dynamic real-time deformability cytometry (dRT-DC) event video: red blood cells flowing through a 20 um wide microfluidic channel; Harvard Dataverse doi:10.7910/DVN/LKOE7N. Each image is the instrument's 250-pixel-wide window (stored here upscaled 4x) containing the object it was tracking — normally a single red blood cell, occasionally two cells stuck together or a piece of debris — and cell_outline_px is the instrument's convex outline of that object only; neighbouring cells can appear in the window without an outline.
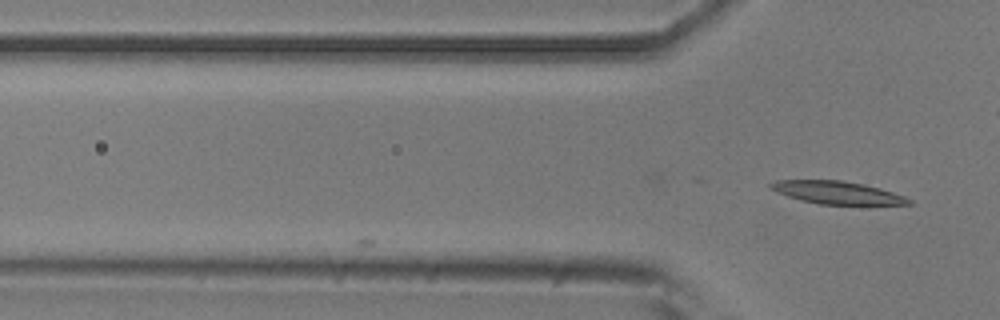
{"species": "common noctule bat (a hibernating species)", "species_latin": "Nyctalus noctula", "temperature_condition": "room temperature", "stored_images_in_passage": 3, "camera_frame_rate_fps": 3000, "um_per_image_px": 0.085, "animal": {"sex": "male", "body_mass_g": 20.5, "forearm_length_mm": 52.5}, "frame": {"image": 1, "passage_image": 3, "time_ms": 2.333, "image_size_px": [1000, 320], "cell_outline_px": [[912, 204], [820, 204], [800, 200], [776, 192], [768, 188], [768, 184], [776, 180], [840, 180], [864, 184], [880, 188], [904, 196], [912, 200]], "centroid_in_image_um": [71.11, 16.36], "position_along_channel_um": 54.7, "area_um2": 18.21}}